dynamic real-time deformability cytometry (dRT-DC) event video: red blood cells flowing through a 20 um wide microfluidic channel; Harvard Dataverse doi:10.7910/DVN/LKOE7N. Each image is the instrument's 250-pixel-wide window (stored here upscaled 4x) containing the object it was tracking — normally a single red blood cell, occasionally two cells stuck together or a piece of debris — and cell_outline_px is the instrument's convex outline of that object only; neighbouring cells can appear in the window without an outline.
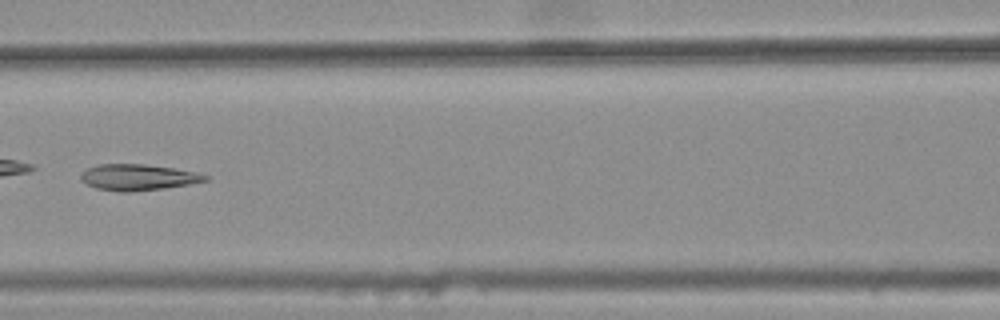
{"species": "common noctule bat (a hibernating species)", "species_latin": "Nyctalus noctula", "temperature_condition": "warm", "stored_images_in_passage": 10, "segment_of_instrument_passage": [1, 2], "camera_frame_rate_fps": 3000, "um_per_image_px": 0.085, "animal": {"sex": "female", "body_mass_g": 25.1}, "frame": {"image": 1, "passage_image": 5, "time_ms": 1.333, "image_size_px": [1000, 320], "cell_outline_px": [[208, 180], [188, 184], [164, 188], [132, 192], [116, 192], [96, 188], [80, 180], [80, 176], [88, 168], [100, 164], [144, 164], [172, 168], [196, 172], [208, 176]], "centroid_in_image_um": [11.71, 15.08], "position_along_channel_um": 154.9, "area_um2": 18.79}}
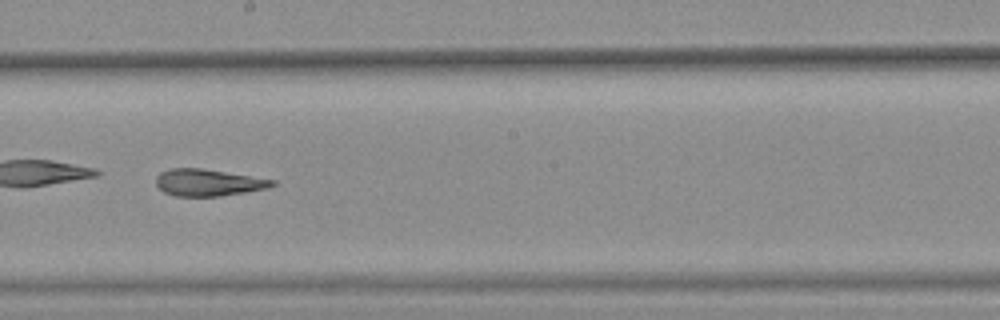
{"frame": {"image": 2, "passage_image": 7, "time_ms": 2.0, "image_size_px": [1000, 320], "cell_outline_px": [[276, 184], [268, 188], [220, 196], [176, 196], [164, 192], [156, 184], [156, 176], [160, 172], [168, 168], [200, 168], [276, 180]], "centroid_in_image_um": [17.67, 15.51], "position_along_channel_um": 230.5, "area_um2": 18.09}}
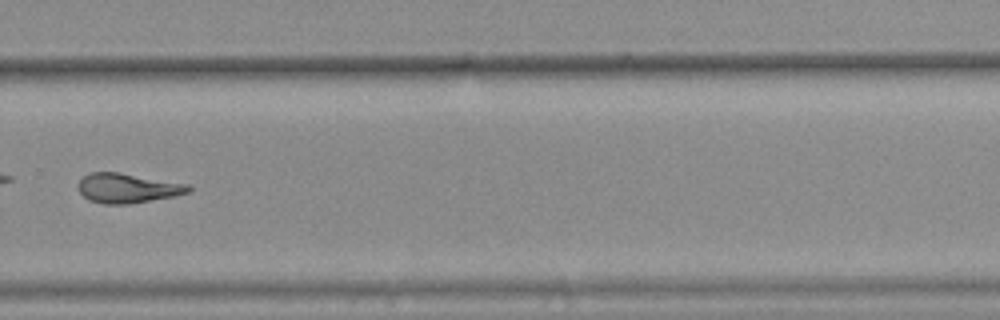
{"frame": {"image": 3, "passage_image": 9, "time_ms": 2.667, "image_size_px": [1000, 320], "cell_outline_px": [[192, 188], [188, 192], [172, 196], [128, 204], [104, 204], [88, 200], [80, 192], [76, 184], [88, 172], [116, 172], [188, 184]], "centroid_in_image_um": [10.78, 15.99], "position_along_channel_um": 319.0, "area_um2": 18.79}}